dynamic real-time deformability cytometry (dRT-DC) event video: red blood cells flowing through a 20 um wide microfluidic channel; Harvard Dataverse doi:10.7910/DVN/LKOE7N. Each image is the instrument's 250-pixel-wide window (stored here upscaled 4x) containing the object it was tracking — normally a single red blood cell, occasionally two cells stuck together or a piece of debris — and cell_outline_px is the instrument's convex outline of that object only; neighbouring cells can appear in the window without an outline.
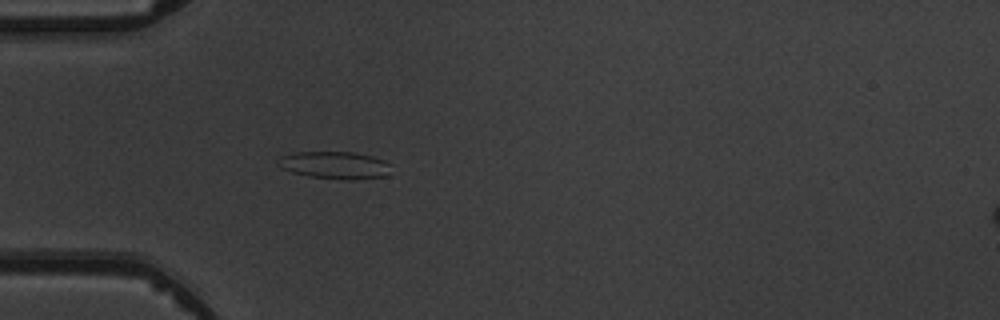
{"species": "common noctule bat (a hibernating species)", "species_latin": "Nyctalus noctula", "temperature_condition": "warm", "stored_images_in_passage": 4, "camera_frame_rate_fps": 3000, "um_per_image_px": 0.085, "animal": {"sex": "male", "body_mass_g": 19.5, "forearm_length_mm": 54.6}, "frame": {"image": 1, "passage_image": 4, "time_ms": 4.333, "image_size_px": [1000, 320], "cell_outline_px": [[392, 164], [388, 176], [352, 180], [344, 180], [308, 176], [292, 172], [280, 168], [276, 164], [280, 156], [296, 152], [352, 152], [372, 156], [384, 160]], "centroid_in_image_um": [28.48, 14.04], "position_along_channel_um": 56.5, "area_um2": 18.32}}